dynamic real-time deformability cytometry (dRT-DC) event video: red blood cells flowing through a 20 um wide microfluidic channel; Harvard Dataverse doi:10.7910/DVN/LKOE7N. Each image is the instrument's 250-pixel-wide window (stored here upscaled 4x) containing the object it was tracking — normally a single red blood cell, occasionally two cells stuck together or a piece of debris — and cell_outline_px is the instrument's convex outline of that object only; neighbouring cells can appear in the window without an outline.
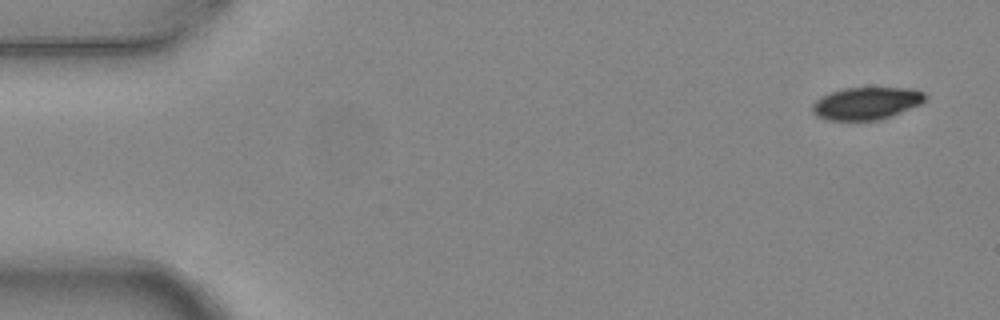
{"species": "common noctule bat (a hibernating species)", "species_latin": "Nyctalus noctula", "temperature_condition": "warm", "stored_images_in_passage": 4, "camera_frame_rate_fps": 3000, "um_per_image_px": 0.085, "animal": {"sex": "female", "body_mass_g": 24.6, "forearm_length_mm": 56.2}, "frame": {"image": 1, "passage_image": 1, "time_ms": 0.0, "image_size_px": [1000, 320], "cell_outline_px": [[928, 96], [920, 104], [880, 120], [824, 120], [816, 116], [812, 112], [812, 104], [820, 96], [844, 88], [908, 88], [924, 92]], "centroid_in_image_um": [73.61, 8.79], "position_along_channel_um": 11.4, "area_um2": 21.27}}
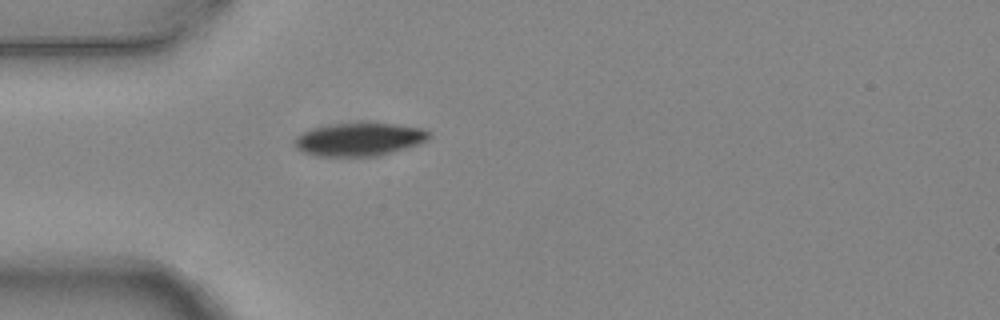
{"frame": {"image": 2, "passage_image": 4, "time_ms": 1.0, "image_size_px": [1000, 320], "cell_outline_px": [[432, 136], [428, 140], [420, 144], [392, 152], [376, 156], [320, 156], [304, 152], [296, 148], [292, 144], [292, 140], [296, 136], [312, 128], [336, 124], [396, 124], [424, 128]], "centroid_in_image_um": [30.55, 11.86], "position_along_channel_um": 54.5, "area_um2": 25.78}}